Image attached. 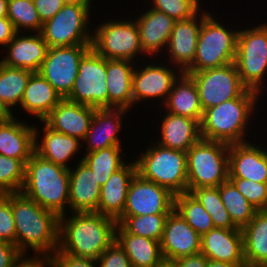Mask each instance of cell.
<instances>
[{"label":"cell","instance_id":"5b68a950","mask_svg":"<svg viewBox=\"0 0 267 267\" xmlns=\"http://www.w3.org/2000/svg\"><path fill=\"white\" fill-rule=\"evenodd\" d=\"M229 146L225 142L200 139L187 154V192L218 187L229 179Z\"/></svg>","mask_w":267,"mask_h":267},{"label":"cell","instance_id":"74e56055","mask_svg":"<svg viewBox=\"0 0 267 267\" xmlns=\"http://www.w3.org/2000/svg\"><path fill=\"white\" fill-rule=\"evenodd\" d=\"M169 214L120 216L116 221L128 233L161 241Z\"/></svg>","mask_w":267,"mask_h":267},{"label":"cell","instance_id":"9c48e42d","mask_svg":"<svg viewBox=\"0 0 267 267\" xmlns=\"http://www.w3.org/2000/svg\"><path fill=\"white\" fill-rule=\"evenodd\" d=\"M90 5L64 4L53 18L45 21L40 33L48 47L92 44L93 32L87 27L90 24Z\"/></svg>","mask_w":267,"mask_h":267},{"label":"cell","instance_id":"8d00e7d4","mask_svg":"<svg viewBox=\"0 0 267 267\" xmlns=\"http://www.w3.org/2000/svg\"><path fill=\"white\" fill-rule=\"evenodd\" d=\"M174 210L179 213L200 236L215 228L209 213L190 192L175 195Z\"/></svg>","mask_w":267,"mask_h":267},{"label":"cell","instance_id":"7402d4cb","mask_svg":"<svg viewBox=\"0 0 267 267\" xmlns=\"http://www.w3.org/2000/svg\"><path fill=\"white\" fill-rule=\"evenodd\" d=\"M79 161L73 171L69 169L70 214L97 212L101 186L91 169L82 160Z\"/></svg>","mask_w":267,"mask_h":267},{"label":"cell","instance_id":"d6986e66","mask_svg":"<svg viewBox=\"0 0 267 267\" xmlns=\"http://www.w3.org/2000/svg\"><path fill=\"white\" fill-rule=\"evenodd\" d=\"M229 178L267 183V151L248 141L230 144Z\"/></svg>","mask_w":267,"mask_h":267},{"label":"cell","instance_id":"7dc6e473","mask_svg":"<svg viewBox=\"0 0 267 267\" xmlns=\"http://www.w3.org/2000/svg\"><path fill=\"white\" fill-rule=\"evenodd\" d=\"M42 23L53 18L64 6L62 0H33Z\"/></svg>","mask_w":267,"mask_h":267},{"label":"cell","instance_id":"11a10c76","mask_svg":"<svg viewBox=\"0 0 267 267\" xmlns=\"http://www.w3.org/2000/svg\"><path fill=\"white\" fill-rule=\"evenodd\" d=\"M92 0H62L64 4L90 3Z\"/></svg>","mask_w":267,"mask_h":267},{"label":"cell","instance_id":"ac0fdd59","mask_svg":"<svg viewBox=\"0 0 267 267\" xmlns=\"http://www.w3.org/2000/svg\"><path fill=\"white\" fill-rule=\"evenodd\" d=\"M96 108L62 99L43 120L53 130L84 141Z\"/></svg>","mask_w":267,"mask_h":267},{"label":"cell","instance_id":"7a4b0ae2","mask_svg":"<svg viewBox=\"0 0 267 267\" xmlns=\"http://www.w3.org/2000/svg\"><path fill=\"white\" fill-rule=\"evenodd\" d=\"M11 207L19 252L25 255L29 247L49 259L59 247V216L21 192L11 193Z\"/></svg>","mask_w":267,"mask_h":267},{"label":"cell","instance_id":"1f68e13d","mask_svg":"<svg viewBox=\"0 0 267 267\" xmlns=\"http://www.w3.org/2000/svg\"><path fill=\"white\" fill-rule=\"evenodd\" d=\"M166 112L173 115L185 116L201 122L203 109L200 104L199 94L195 82L186 73L179 75L169 92L166 101Z\"/></svg>","mask_w":267,"mask_h":267},{"label":"cell","instance_id":"f1b7e54d","mask_svg":"<svg viewBox=\"0 0 267 267\" xmlns=\"http://www.w3.org/2000/svg\"><path fill=\"white\" fill-rule=\"evenodd\" d=\"M167 115L161 121V140L157 143L173 150L187 152L201 139L200 122L198 120L173 115Z\"/></svg>","mask_w":267,"mask_h":267},{"label":"cell","instance_id":"d6a6232c","mask_svg":"<svg viewBox=\"0 0 267 267\" xmlns=\"http://www.w3.org/2000/svg\"><path fill=\"white\" fill-rule=\"evenodd\" d=\"M242 234L246 266H267V210H257Z\"/></svg>","mask_w":267,"mask_h":267},{"label":"cell","instance_id":"60d3db41","mask_svg":"<svg viewBox=\"0 0 267 267\" xmlns=\"http://www.w3.org/2000/svg\"><path fill=\"white\" fill-rule=\"evenodd\" d=\"M25 181V164L0 155V194L19 193Z\"/></svg>","mask_w":267,"mask_h":267},{"label":"cell","instance_id":"f546056e","mask_svg":"<svg viewBox=\"0 0 267 267\" xmlns=\"http://www.w3.org/2000/svg\"><path fill=\"white\" fill-rule=\"evenodd\" d=\"M42 123H44L42 130L44 135L42 140H40L42 141L41 143H38L39 140L37 137L40 133L34 126L35 153L56 165L70 169L66 164L70 161L69 159L75 156V153L79 150V146L82 147L80 140L53 130L44 121H42Z\"/></svg>","mask_w":267,"mask_h":267},{"label":"cell","instance_id":"4dcf8cb0","mask_svg":"<svg viewBox=\"0 0 267 267\" xmlns=\"http://www.w3.org/2000/svg\"><path fill=\"white\" fill-rule=\"evenodd\" d=\"M62 100L54 87L39 73H32L20 102L21 108L43 121Z\"/></svg>","mask_w":267,"mask_h":267},{"label":"cell","instance_id":"ffe728a7","mask_svg":"<svg viewBox=\"0 0 267 267\" xmlns=\"http://www.w3.org/2000/svg\"><path fill=\"white\" fill-rule=\"evenodd\" d=\"M201 253L209 260L246 264L242 230L211 229L201 236Z\"/></svg>","mask_w":267,"mask_h":267},{"label":"cell","instance_id":"83f0119b","mask_svg":"<svg viewBox=\"0 0 267 267\" xmlns=\"http://www.w3.org/2000/svg\"><path fill=\"white\" fill-rule=\"evenodd\" d=\"M116 241L129 257L132 267H166L160 251V242L128 233L116 226Z\"/></svg>","mask_w":267,"mask_h":267},{"label":"cell","instance_id":"f35d334b","mask_svg":"<svg viewBox=\"0 0 267 267\" xmlns=\"http://www.w3.org/2000/svg\"><path fill=\"white\" fill-rule=\"evenodd\" d=\"M212 218L215 228L238 229L226 210L218 187H201L189 191Z\"/></svg>","mask_w":267,"mask_h":267},{"label":"cell","instance_id":"e0dca14e","mask_svg":"<svg viewBox=\"0 0 267 267\" xmlns=\"http://www.w3.org/2000/svg\"><path fill=\"white\" fill-rule=\"evenodd\" d=\"M199 12L190 19L176 21L169 38L167 49L171 62L176 65L178 71L185 72L193 63L196 54L197 40L203 20L209 15L207 12ZM201 18L200 20L197 18ZM199 20V22H198Z\"/></svg>","mask_w":267,"mask_h":267},{"label":"cell","instance_id":"8fae6325","mask_svg":"<svg viewBox=\"0 0 267 267\" xmlns=\"http://www.w3.org/2000/svg\"><path fill=\"white\" fill-rule=\"evenodd\" d=\"M93 34L92 48L106 59L133 61L137 54L144 53L135 20H111L98 26Z\"/></svg>","mask_w":267,"mask_h":267},{"label":"cell","instance_id":"9f6ffc18","mask_svg":"<svg viewBox=\"0 0 267 267\" xmlns=\"http://www.w3.org/2000/svg\"><path fill=\"white\" fill-rule=\"evenodd\" d=\"M8 116H9V114L0 105V120L6 118Z\"/></svg>","mask_w":267,"mask_h":267},{"label":"cell","instance_id":"b9f144b4","mask_svg":"<svg viewBox=\"0 0 267 267\" xmlns=\"http://www.w3.org/2000/svg\"><path fill=\"white\" fill-rule=\"evenodd\" d=\"M156 11L167 14L175 21L190 19L200 11L199 0H152Z\"/></svg>","mask_w":267,"mask_h":267},{"label":"cell","instance_id":"8992f818","mask_svg":"<svg viewBox=\"0 0 267 267\" xmlns=\"http://www.w3.org/2000/svg\"><path fill=\"white\" fill-rule=\"evenodd\" d=\"M137 173L145 180L167 188L174 195L187 192L186 152L163 147H148L135 160Z\"/></svg>","mask_w":267,"mask_h":267},{"label":"cell","instance_id":"277c9868","mask_svg":"<svg viewBox=\"0 0 267 267\" xmlns=\"http://www.w3.org/2000/svg\"><path fill=\"white\" fill-rule=\"evenodd\" d=\"M258 95V92L246 89L239 97L204 110L200 122L201 138L227 144L246 142L245 130L251 113L255 112Z\"/></svg>","mask_w":267,"mask_h":267},{"label":"cell","instance_id":"2e32d148","mask_svg":"<svg viewBox=\"0 0 267 267\" xmlns=\"http://www.w3.org/2000/svg\"><path fill=\"white\" fill-rule=\"evenodd\" d=\"M134 68L132 76V95L133 104L137 101H142L143 99H156L165 97V102L169 92L171 91L174 82L179 79L177 74H182L183 72L170 69V66H158L148 64L143 68Z\"/></svg>","mask_w":267,"mask_h":267},{"label":"cell","instance_id":"4fadbf2b","mask_svg":"<svg viewBox=\"0 0 267 267\" xmlns=\"http://www.w3.org/2000/svg\"><path fill=\"white\" fill-rule=\"evenodd\" d=\"M91 48L92 44L48 47L38 73L54 87L62 99L70 94L80 60Z\"/></svg>","mask_w":267,"mask_h":267},{"label":"cell","instance_id":"d590c367","mask_svg":"<svg viewBox=\"0 0 267 267\" xmlns=\"http://www.w3.org/2000/svg\"><path fill=\"white\" fill-rule=\"evenodd\" d=\"M120 146H111L96 152L86 153L82 161L91 169L102 187L111 175L127 162L122 159Z\"/></svg>","mask_w":267,"mask_h":267},{"label":"cell","instance_id":"52a82bcc","mask_svg":"<svg viewBox=\"0 0 267 267\" xmlns=\"http://www.w3.org/2000/svg\"><path fill=\"white\" fill-rule=\"evenodd\" d=\"M238 33L239 30L226 29L209 14L202 22L194 61L185 72H198L233 63Z\"/></svg>","mask_w":267,"mask_h":267},{"label":"cell","instance_id":"d4e9b609","mask_svg":"<svg viewBox=\"0 0 267 267\" xmlns=\"http://www.w3.org/2000/svg\"><path fill=\"white\" fill-rule=\"evenodd\" d=\"M136 174L135 161L114 172L101 187L97 213L117 220L123 214L128 189Z\"/></svg>","mask_w":267,"mask_h":267},{"label":"cell","instance_id":"db71d44e","mask_svg":"<svg viewBox=\"0 0 267 267\" xmlns=\"http://www.w3.org/2000/svg\"><path fill=\"white\" fill-rule=\"evenodd\" d=\"M8 0H0V18L7 17Z\"/></svg>","mask_w":267,"mask_h":267},{"label":"cell","instance_id":"f907efd6","mask_svg":"<svg viewBox=\"0 0 267 267\" xmlns=\"http://www.w3.org/2000/svg\"><path fill=\"white\" fill-rule=\"evenodd\" d=\"M16 34L12 22L7 18H0V45L6 46Z\"/></svg>","mask_w":267,"mask_h":267},{"label":"cell","instance_id":"816d5d0a","mask_svg":"<svg viewBox=\"0 0 267 267\" xmlns=\"http://www.w3.org/2000/svg\"><path fill=\"white\" fill-rule=\"evenodd\" d=\"M34 256L35 258H27L25 255H21L19 259L12 265V267H47L48 258L43 256L39 257V255L37 256V254Z\"/></svg>","mask_w":267,"mask_h":267},{"label":"cell","instance_id":"9a60e30c","mask_svg":"<svg viewBox=\"0 0 267 267\" xmlns=\"http://www.w3.org/2000/svg\"><path fill=\"white\" fill-rule=\"evenodd\" d=\"M160 251L166 265L201 253V236L174 209L167 217Z\"/></svg>","mask_w":267,"mask_h":267},{"label":"cell","instance_id":"4316f807","mask_svg":"<svg viewBox=\"0 0 267 267\" xmlns=\"http://www.w3.org/2000/svg\"><path fill=\"white\" fill-rule=\"evenodd\" d=\"M139 28L140 43L143 52L149 55L158 54L169 42L175 20L167 14L150 8L135 20Z\"/></svg>","mask_w":267,"mask_h":267},{"label":"cell","instance_id":"cb8c5ba5","mask_svg":"<svg viewBox=\"0 0 267 267\" xmlns=\"http://www.w3.org/2000/svg\"><path fill=\"white\" fill-rule=\"evenodd\" d=\"M35 130L18 121L14 114L0 120V155L21 160L24 164L35 152Z\"/></svg>","mask_w":267,"mask_h":267},{"label":"cell","instance_id":"5bb4252c","mask_svg":"<svg viewBox=\"0 0 267 267\" xmlns=\"http://www.w3.org/2000/svg\"><path fill=\"white\" fill-rule=\"evenodd\" d=\"M174 197L167 188L143 179L138 173L132 179L121 216L170 214Z\"/></svg>","mask_w":267,"mask_h":267},{"label":"cell","instance_id":"3957f363","mask_svg":"<svg viewBox=\"0 0 267 267\" xmlns=\"http://www.w3.org/2000/svg\"><path fill=\"white\" fill-rule=\"evenodd\" d=\"M21 193L60 217L65 214V206L69 204V169L34 152L25 164Z\"/></svg>","mask_w":267,"mask_h":267},{"label":"cell","instance_id":"bcb514c9","mask_svg":"<svg viewBox=\"0 0 267 267\" xmlns=\"http://www.w3.org/2000/svg\"><path fill=\"white\" fill-rule=\"evenodd\" d=\"M96 260L80 258L60 252L58 249L48 259L49 267H96Z\"/></svg>","mask_w":267,"mask_h":267},{"label":"cell","instance_id":"f6af8a7d","mask_svg":"<svg viewBox=\"0 0 267 267\" xmlns=\"http://www.w3.org/2000/svg\"><path fill=\"white\" fill-rule=\"evenodd\" d=\"M100 267H132L124 249L115 240L96 260Z\"/></svg>","mask_w":267,"mask_h":267},{"label":"cell","instance_id":"6da1fadb","mask_svg":"<svg viewBox=\"0 0 267 267\" xmlns=\"http://www.w3.org/2000/svg\"><path fill=\"white\" fill-rule=\"evenodd\" d=\"M66 213L59 217L60 252L97 260L116 240L117 221L97 212Z\"/></svg>","mask_w":267,"mask_h":267},{"label":"cell","instance_id":"7bdbcfd3","mask_svg":"<svg viewBox=\"0 0 267 267\" xmlns=\"http://www.w3.org/2000/svg\"><path fill=\"white\" fill-rule=\"evenodd\" d=\"M229 179L257 210H267V183L255 182L243 178Z\"/></svg>","mask_w":267,"mask_h":267},{"label":"cell","instance_id":"30bf717a","mask_svg":"<svg viewBox=\"0 0 267 267\" xmlns=\"http://www.w3.org/2000/svg\"><path fill=\"white\" fill-rule=\"evenodd\" d=\"M106 58L91 48L80 60L69 101L94 108H108Z\"/></svg>","mask_w":267,"mask_h":267},{"label":"cell","instance_id":"44dd1931","mask_svg":"<svg viewBox=\"0 0 267 267\" xmlns=\"http://www.w3.org/2000/svg\"><path fill=\"white\" fill-rule=\"evenodd\" d=\"M19 34V32H16L13 39L6 45L8 55L2 58L0 62L9 67L38 73L46 57L48 45L41 33H36V35L24 34L21 37Z\"/></svg>","mask_w":267,"mask_h":267},{"label":"cell","instance_id":"484cf974","mask_svg":"<svg viewBox=\"0 0 267 267\" xmlns=\"http://www.w3.org/2000/svg\"><path fill=\"white\" fill-rule=\"evenodd\" d=\"M133 72L134 65L130 60L106 59L108 108L128 110L133 106Z\"/></svg>","mask_w":267,"mask_h":267},{"label":"cell","instance_id":"e575fe53","mask_svg":"<svg viewBox=\"0 0 267 267\" xmlns=\"http://www.w3.org/2000/svg\"><path fill=\"white\" fill-rule=\"evenodd\" d=\"M218 188L233 225L242 230L253 219L257 209L238 191L230 179L220 184Z\"/></svg>","mask_w":267,"mask_h":267},{"label":"cell","instance_id":"ba28073f","mask_svg":"<svg viewBox=\"0 0 267 267\" xmlns=\"http://www.w3.org/2000/svg\"><path fill=\"white\" fill-rule=\"evenodd\" d=\"M234 64L242 84L261 93L267 72V24L239 31Z\"/></svg>","mask_w":267,"mask_h":267},{"label":"cell","instance_id":"f5cc1de1","mask_svg":"<svg viewBox=\"0 0 267 267\" xmlns=\"http://www.w3.org/2000/svg\"><path fill=\"white\" fill-rule=\"evenodd\" d=\"M206 267H247L246 264H231L222 261L209 260Z\"/></svg>","mask_w":267,"mask_h":267},{"label":"cell","instance_id":"c3c4849f","mask_svg":"<svg viewBox=\"0 0 267 267\" xmlns=\"http://www.w3.org/2000/svg\"><path fill=\"white\" fill-rule=\"evenodd\" d=\"M21 255L16 245L0 241V267H12Z\"/></svg>","mask_w":267,"mask_h":267},{"label":"cell","instance_id":"681fc988","mask_svg":"<svg viewBox=\"0 0 267 267\" xmlns=\"http://www.w3.org/2000/svg\"><path fill=\"white\" fill-rule=\"evenodd\" d=\"M208 259L202 254L198 253L190 255L169 263L166 267H206Z\"/></svg>","mask_w":267,"mask_h":267},{"label":"cell","instance_id":"603a6c76","mask_svg":"<svg viewBox=\"0 0 267 267\" xmlns=\"http://www.w3.org/2000/svg\"><path fill=\"white\" fill-rule=\"evenodd\" d=\"M127 111L124 108H96L84 139V143L87 142L86 153L121 145L117 134Z\"/></svg>","mask_w":267,"mask_h":267},{"label":"cell","instance_id":"7c38bea8","mask_svg":"<svg viewBox=\"0 0 267 267\" xmlns=\"http://www.w3.org/2000/svg\"><path fill=\"white\" fill-rule=\"evenodd\" d=\"M184 73L195 82L203 111L237 98L247 89L240 80L234 62L198 72Z\"/></svg>","mask_w":267,"mask_h":267},{"label":"cell","instance_id":"ab89813d","mask_svg":"<svg viewBox=\"0 0 267 267\" xmlns=\"http://www.w3.org/2000/svg\"><path fill=\"white\" fill-rule=\"evenodd\" d=\"M7 18L12 22L16 32L27 31L40 33L41 22L33 0H8ZM22 28V29H21Z\"/></svg>","mask_w":267,"mask_h":267},{"label":"cell","instance_id":"ee69618b","mask_svg":"<svg viewBox=\"0 0 267 267\" xmlns=\"http://www.w3.org/2000/svg\"><path fill=\"white\" fill-rule=\"evenodd\" d=\"M0 241L16 245V227L12 214L11 193L0 194Z\"/></svg>","mask_w":267,"mask_h":267},{"label":"cell","instance_id":"836d02e7","mask_svg":"<svg viewBox=\"0 0 267 267\" xmlns=\"http://www.w3.org/2000/svg\"><path fill=\"white\" fill-rule=\"evenodd\" d=\"M31 74L28 70L0 62V105L9 115H12V107L20 104Z\"/></svg>","mask_w":267,"mask_h":267}]
</instances>
